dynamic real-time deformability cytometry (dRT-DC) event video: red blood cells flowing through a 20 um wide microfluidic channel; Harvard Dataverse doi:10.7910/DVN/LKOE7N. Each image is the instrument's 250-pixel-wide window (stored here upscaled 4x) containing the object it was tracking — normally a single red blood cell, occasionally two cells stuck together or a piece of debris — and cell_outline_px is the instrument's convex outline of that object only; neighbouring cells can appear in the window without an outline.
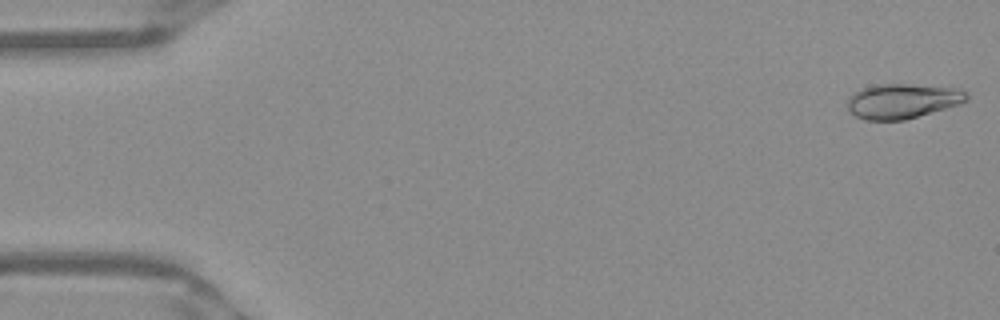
{"species": "Egyptian fruit bat (a non-hibernating species)", "species_latin": "Rousettus aegyptiacus", "temperature_condition": "warm", "stored_images_in_passage": 51, "camera_frame_rate_fps": 3000, "um_per_image_px": 0.085, "frame": {"image": 1, "passage_image": 1, "time_ms": 0.0, "image_size_px": [1000, 320], "cell_outline_px": [[968, 100], [960, 104], [904, 120], [864, 120], [848, 112], [848, 96], [852, 92], [864, 88], [880, 84], [908, 84], [960, 88], [968, 92]], "centroid_in_image_um": [76.71, 8.58], "position_along_channel_um": 8.3, "area_um2": 24.33}}
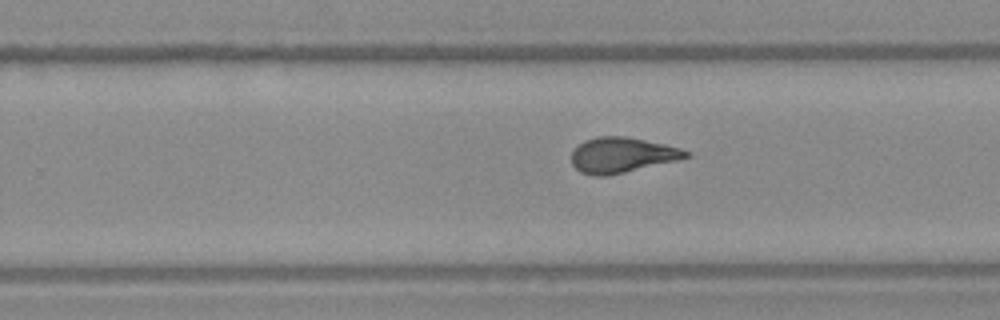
{"frame": {"image": 2, "passage_image": 32, "time_ms": 10.333, "image_size_px": [1000, 320], "cell_outline_px": [[692, 156], [676, 160], [608, 176], [592, 176], [580, 172], [572, 164], [572, 152], [584, 140], [600, 136], [624, 136], [664, 144], [680, 148], [692, 152]], "centroid_in_image_um": [52.87, 13.18], "position_along_channel_um": 276.9, "area_um2": 23.41}}
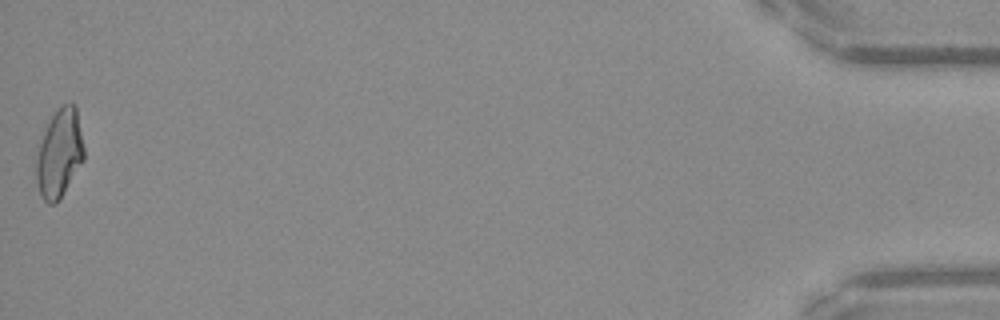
{"frame": {"image": 3, "passage_image": 51, "time_ms": 16.667, "image_size_px": [1000, 320], "cell_outline_px": [[84, 160], [60, 200], [56, 204], [48, 204], [40, 196], [36, 184], [36, 160], [40, 144], [44, 132], [52, 116], [60, 104], [72, 104], [76, 108], [84, 148]], "centroid_in_image_um": [5.04, 13.1], "position_along_channel_um": 430.2, "area_um2": 24.51}, "authors_computed_cell_mechanics": {"area_um2": 23.5824, "velocity_mm_per_s": 3.9519, "shape_relaxation_time_tau1_ms": 7.0983, "shape_relaxation_time_tau2_ms": 1.083, "deformation_change_tau1": 0.2355, "deformation_change_tau2": 0.0823}}